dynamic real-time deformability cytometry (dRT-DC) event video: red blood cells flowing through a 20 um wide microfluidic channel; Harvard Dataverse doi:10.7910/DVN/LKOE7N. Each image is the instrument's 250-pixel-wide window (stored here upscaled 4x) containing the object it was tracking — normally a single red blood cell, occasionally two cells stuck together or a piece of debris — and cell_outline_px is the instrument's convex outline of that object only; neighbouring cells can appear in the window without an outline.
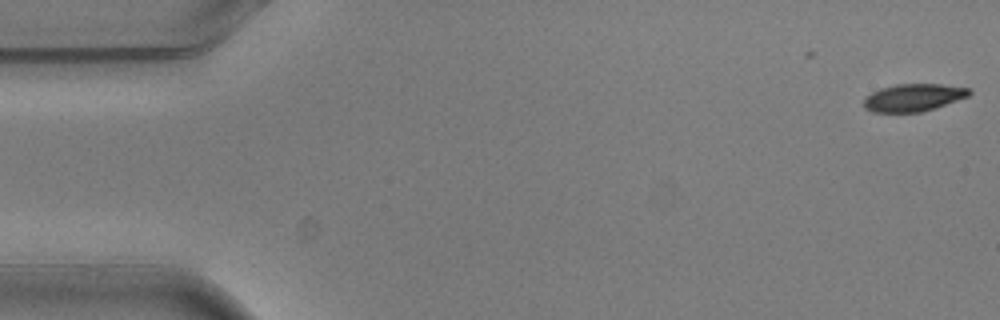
{"species": "common noctule bat (a hibernating species)", "species_latin": "Nyctalus noctula", "temperature_condition": "warm", "stored_images_in_passage": 3, "camera_frame_rate_fps": 3000, "um_per_image_px": 0.085, "animal": {"sex": "male", "body_mass_g": 20.5, "forearm_length_mm": 52.5}, "frame": {"image": 1, "passage_image": 1, "time_ms": 0.0, "image_size_px": [1000, 320], "cell_outline_px": [[972, 92], [968, 96], [920, 112], [872, 112], [864, 108], [864, 100], [872, 92], [880, 88], [896, 84], [940, 84], [972, 88]], "centroid_in_image_um": [77.63, 8.28], "position_along_channel_um": 7.4, "area_um2": 16.7}}